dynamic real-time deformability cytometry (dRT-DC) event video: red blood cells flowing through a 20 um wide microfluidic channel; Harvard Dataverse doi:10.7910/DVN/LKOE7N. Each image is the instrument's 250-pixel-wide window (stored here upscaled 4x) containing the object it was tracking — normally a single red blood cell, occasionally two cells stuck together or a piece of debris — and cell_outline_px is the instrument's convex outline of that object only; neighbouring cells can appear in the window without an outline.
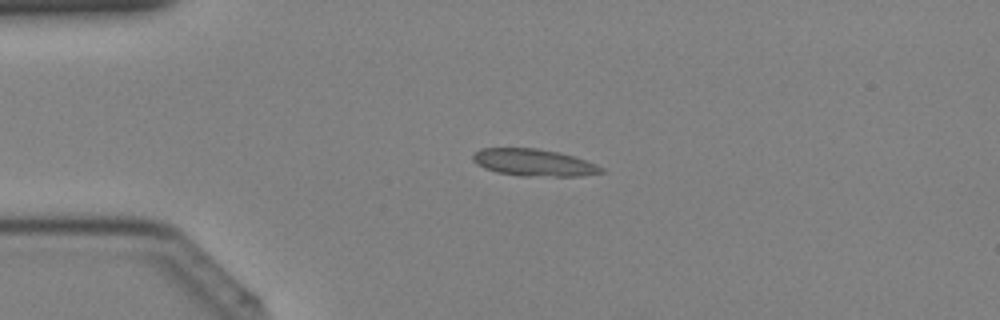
{"species": "Egyptian fruit bat (a non-hibernating species)", "species_latin": "Rousettus aegyptiacus", "temperature_condition": "cold", "stored_images_in_passage": 3, "camera_frame_rate_fps": 3000, "um_per_image_px": 0.085, "animal": {"sex": "female"}, "frame": {"image": 1, "passage_image": 2, "time_ms": 0.333, "image_size_px": [1000, 320], "cell_outline_px": [[604, 172], [580, 176], [520, 176], [496, 172], [484, 168], [476, 164], [472, 160], [472, 156], [480, 148], [540, 148], [560, 152], [596, 164], [604, 168]], "centroid_in_image_um": [45.35, 13.82], "position_along_channel_um": 39.7, "area_um2": 20.35}}